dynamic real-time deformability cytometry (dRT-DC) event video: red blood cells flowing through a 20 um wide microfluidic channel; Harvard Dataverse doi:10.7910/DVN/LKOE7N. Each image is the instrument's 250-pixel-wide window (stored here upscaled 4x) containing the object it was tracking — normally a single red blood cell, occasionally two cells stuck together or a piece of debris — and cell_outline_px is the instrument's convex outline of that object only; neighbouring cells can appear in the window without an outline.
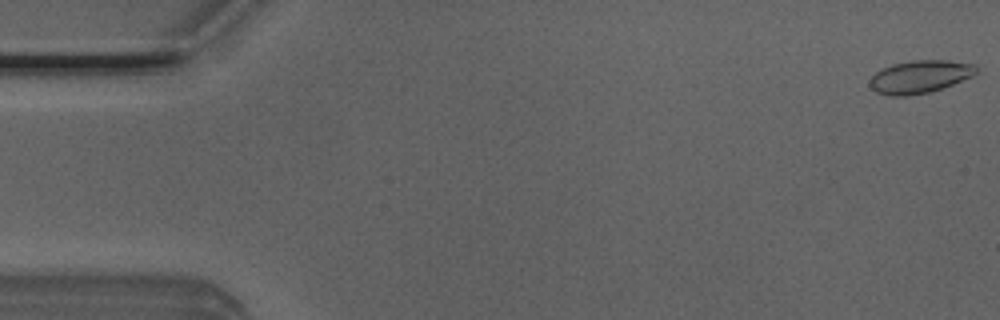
{"species": "Egyptian fruit bat (a non-hibernating species)", "species_latin": "Rousettus aegyptiacus", "temperature_condition": "room temperature", "stored_images_in_passage": 51, "camera_frame_rate_fps": 3000, "um_per_image_px": 0.085, "animal": {"sex": "male"}, "frame": {"image": 1, "passage_image": 1, "time_ms": 0.0, "image_size_px": [1000, 320], "cell_outline_px": [[976, 72], [972, 76], [952, 84], [928, 92], [908, 96], [888, 96], [876, 92], [868, 84], [872, 76], [876, 72], [892, 64], [912, 60], [948, 60], [976, 64]], "centroid_in_image_um": [78.16, 6.52], "position_along_channel_um": 6.8, "area_um2": 20.23}}
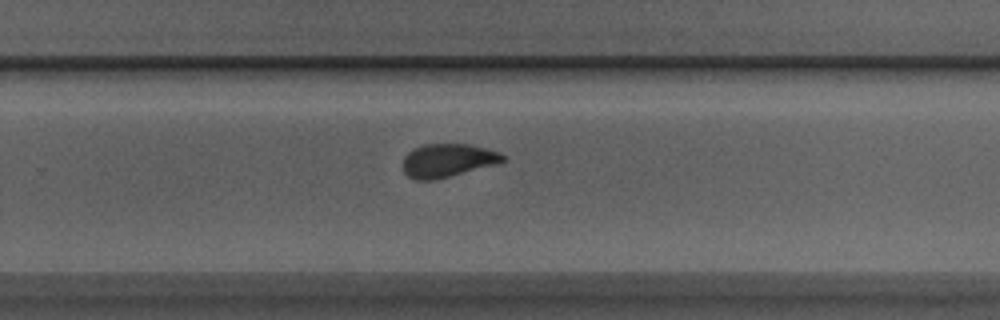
{"frame": {"image": 2, "passage_image": 33, "time_ms": 10.667, "image_size_px": [1000, 320], "cell_outline_px": [[504, 160], [500, 164], [436, 180], [416, 180], [408, 176], [404, 172], [400, 164], [404, 156], [408, 152], [424, 144], [468, 144], [500, 152], [504, 156]], "centroid_in_image_um": [38.04, 13.65], "position_along_channel_um": 291.8, "area_um2": 19.77}}
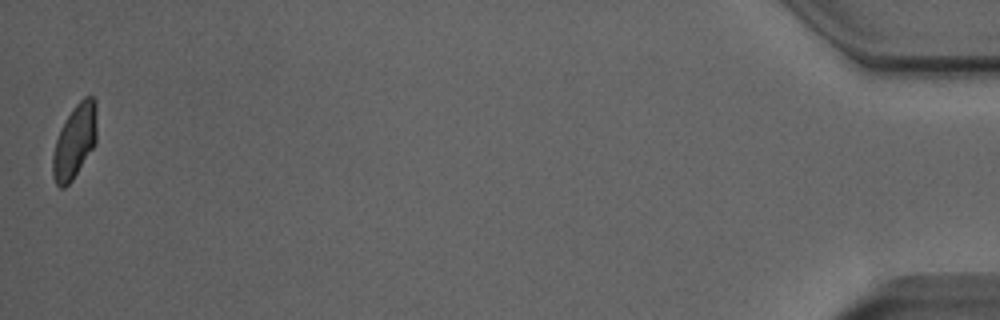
{"frame": {"image": 3, "passage_image": 51, "time_ms": 16.667, "image_size_px": [1000, 320], "cell_outline_px": [[96, 144], [72, 180], [64, 188], [60, 188], [56, 184], [52, 176], [52, 156], [56, 140], [60, 128], [76, 104], [84, 96], [92, 96], [96, 100]], "centroid_in_image_um": [6.35, 12.03], "position_along_channel_um": 428.9, "area_um2": 19.02}, "authors_computed_cell_mechanics": {"area_um2": 19.7676, "velocity_mm_per_s": 3.9832, "shape_relaxation_time_tau1_ms": 7.653, "shape_relaxation_time_tau2_ms": 1.0354, "deformation_change_tau1": 0.1839, "deformation_change_tau2": 0.0497}}